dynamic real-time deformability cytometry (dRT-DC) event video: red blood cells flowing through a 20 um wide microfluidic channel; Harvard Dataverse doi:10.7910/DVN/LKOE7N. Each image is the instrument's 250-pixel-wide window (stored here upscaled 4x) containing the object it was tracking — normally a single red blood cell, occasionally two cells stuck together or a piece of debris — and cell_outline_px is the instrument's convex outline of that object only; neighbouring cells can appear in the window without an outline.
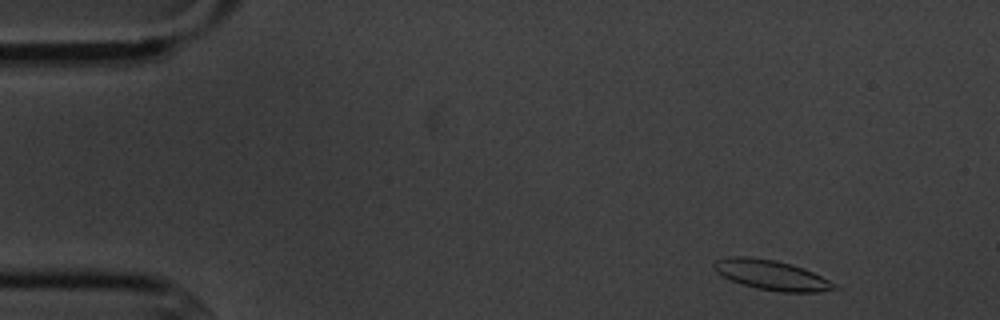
{"species": "common noctule bat (a hibernating species)", "species_latin": "Nyctalus noctula", "temperature_condition": "cold", "stored_images_in_passage": 3, "camera_frame_rate_fps": 3000, "um_per_image_px": 0.085, "animal": {"sex": "male", "body_mass_g": 20.1, "forearm_length_mm": 53.5}, "frame": {"image": 1, "passage_image": 1, "time_ms": 0.0, "image_size_px": [1000, 320], "cell_outline_px": [[844, 288], [820, 292], [784, 292], [756, 288], [732, 280], [716, 272], [712, 264], [716, 260], [728, 256], [748, 256], [776, 260], [804, 268]], "centroid_in_image_um": [65.61, 23.37], "position_along_channel_um": 19.4, "area_um2": 20.92}}